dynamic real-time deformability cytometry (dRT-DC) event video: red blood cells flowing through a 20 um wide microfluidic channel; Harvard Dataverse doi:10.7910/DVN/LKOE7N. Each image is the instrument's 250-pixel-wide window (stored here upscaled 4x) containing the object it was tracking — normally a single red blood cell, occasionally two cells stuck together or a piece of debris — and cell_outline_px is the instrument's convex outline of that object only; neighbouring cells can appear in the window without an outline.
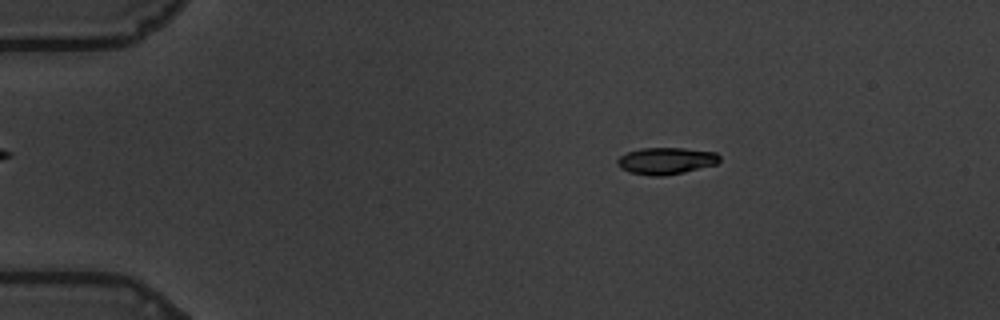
{"species": "common noctule bat (a hibernating species)", "species_latin": "Nyctalus noctula", "temperature_condition": "warm", "stored_images_in_passage": 59, "camera_frame_rate_fps": 3000, "um_per_image_px": 0.085, "animal": {"sex": "male", "body_mass_g": 19.5, "forearm_length_mm": 54.6}, "frame": {"image": 1, "passage_image": 11, "time_ms": 3.333, "image_size_px": [1000, 320], "cell_outline_px": [[720, 160], [716, 164], [684, 172], [664, 176], [652, 176], [628, 172], [620, 168], [616, 164], [616, 160], [620, 156], [628, 152], [640, 148], [684, 148], [716, 152], [720, 156]], "centroid_in_image_um": [56.59, 13.67], "position_along_channel_um": 28.4, "area_um2": 16.07}}
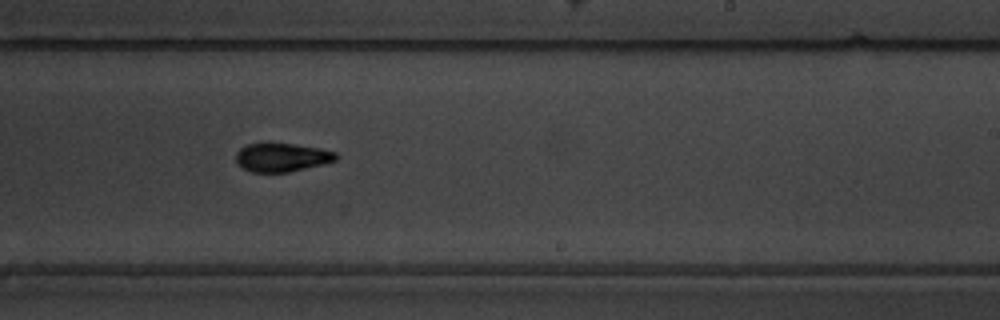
{"frame": {"image": 2, "passage_image": 37, "time_ms": 12.0, "image_size_px": [1000, 320], "cell_outline_px": [[336, 160], [324, 164], [288, 172], [252, 172], [244, 168], [236, 160], [236, 152], [240, 148], [248, 144], [264, 140], [268, 140], [320, 148], [336, 152]], "centroid_in_image_um": [23.93, 13.33], "position_along_channel_um": 265.1, "area_um2": 17.11}}
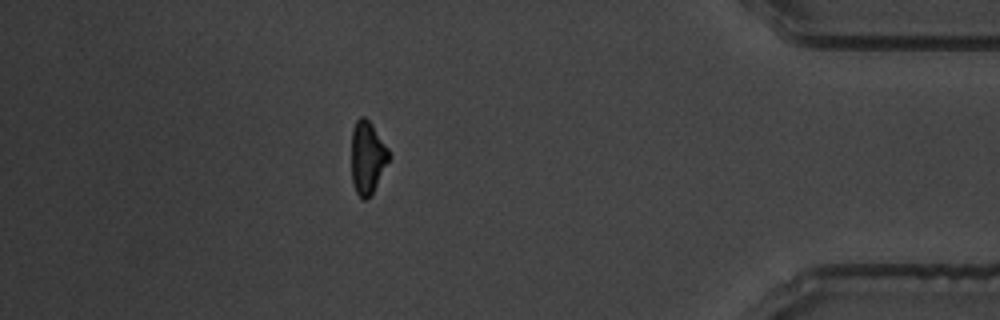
{"frame": {"image": 3, "passage_image": 52, "time_ms": 17.0, "image_size_px": [1000, 320], "cell_outline_px": [[392, 156], [372, 196], [364, 200], [356, 192], [352, 180], [352, 128], [356, 120], [360, 116], [364, 116], [372, 124], [388, 148]], "centroid_in_image_um": [31.26, 13.4], "position_along_channel_um": 403.9, "area_um2": 16.18}, "authors_computed_cell_mechanics": {"area_um2": 16.4152, "velocity_mm_per_s": 3.5465, "shape_relaxation_time_tau1_ms": 4.0142, "shape_relaxation_time_tau2_ms": 3.6556, "deformation_change_tau1": 0.1621, "deformation_change_tau2": 0.0877}}